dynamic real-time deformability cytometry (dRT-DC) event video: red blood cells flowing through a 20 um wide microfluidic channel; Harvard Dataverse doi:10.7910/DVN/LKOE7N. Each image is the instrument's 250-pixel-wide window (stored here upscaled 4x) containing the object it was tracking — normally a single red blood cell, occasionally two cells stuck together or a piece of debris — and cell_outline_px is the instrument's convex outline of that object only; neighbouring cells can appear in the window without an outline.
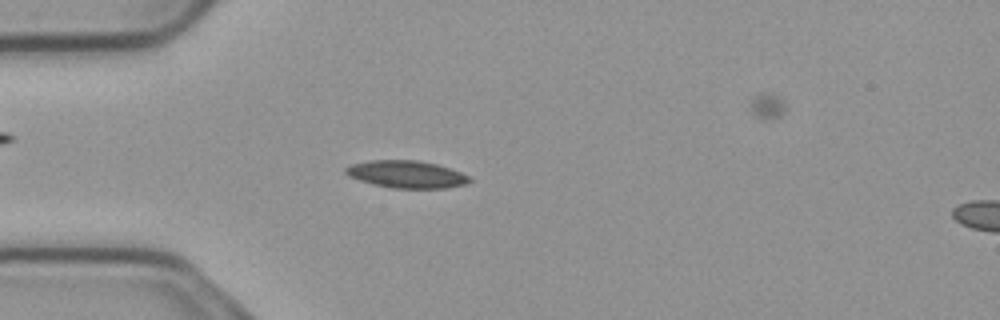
{"species": "common noctule bat (a hibernating species)", "species_latin": "Nyctalus noctula", "temperature_condition": "cold", "stored_images_in_passage": 56, "camera_frame_rate_fps": 3000, "um_per_image_px": 0.085, "animal": {"sex": "male", "body_mass_g": 23.1, "forearm_length_mm": 52.7}, "frame": {"image": 1, "passage_image": 15, "time_ms": 4.667, "image_size_px": [1000, 320], "cell_outline_px": [[472, 180], [464, 184], [448, 188], [392, 188], [372, 184], [360, 180], [344, 172], [344, 168], [352, 164], [372, 160], [416, 160], [436, 164], [460, 172], [468, 176]], "centroid_in_image_um": [34.55, 14.82], "position_along_channel_um": 50.5, "area_um2": 19.48}}
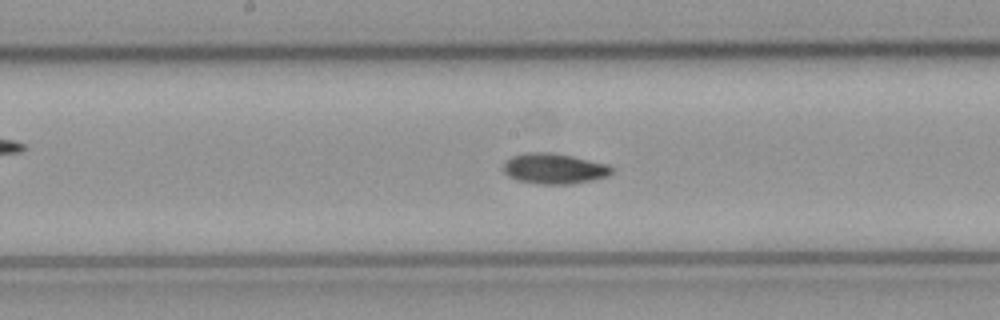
{"frame": {"image": 2, "passage_image": 28, "time_ms": 9.0, "image_size_px": [1000, 320], "cell_outline_px": [[612, 172], [608, 176], [592, 180], [572, 184], [540, 184], [516, 180], [508, 176], [504, 172], [504, 164], [512, 156], [524, 152], [552, 152], [572, 156], [608, 164], [612, 168]], "centroid_in_image_um": [47.1, 14.33], "position_along_channel_um": 201.1, "area_um2": 19.31}}
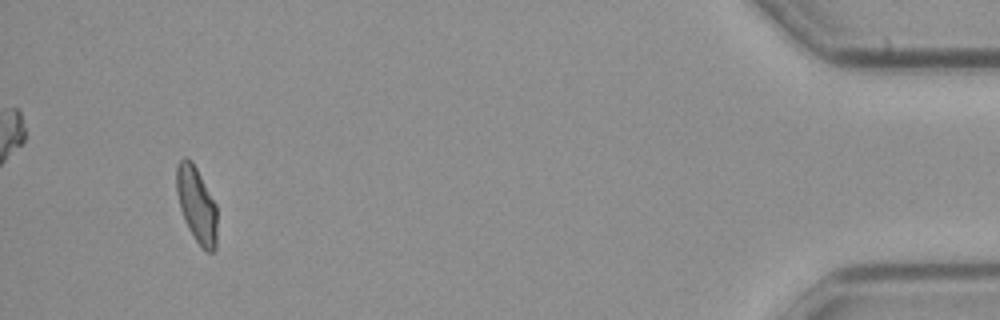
{"frame": {"image": 3, "passage_image": 52, "time_ms": 17.0, "image_size_px": [1000, 320], "cell_outline_px": [[216, 248], [212, 252], [208, 252], [196, 240], [188, 228], [184, 220], [180, 208], [176, 192], [176, 168], [180, 160], [184, 156], [192, 160], [216, 204]], "centroid_in_image_um": [16.69, 17.36], "position_along_channel_um": 418.5, "area_um2": 17.8}, "authors_computed_cell_mechanics": {"area_um2": 18.3515, "velocity_mm_per_s": 3.7043, "shape_relaxation_time_tau1_ms": null, "shape_relaxation_time_tau2_ms": 4.873, "deformation_change_tau1": null, "deformation_change_tau2": 0.0875}}